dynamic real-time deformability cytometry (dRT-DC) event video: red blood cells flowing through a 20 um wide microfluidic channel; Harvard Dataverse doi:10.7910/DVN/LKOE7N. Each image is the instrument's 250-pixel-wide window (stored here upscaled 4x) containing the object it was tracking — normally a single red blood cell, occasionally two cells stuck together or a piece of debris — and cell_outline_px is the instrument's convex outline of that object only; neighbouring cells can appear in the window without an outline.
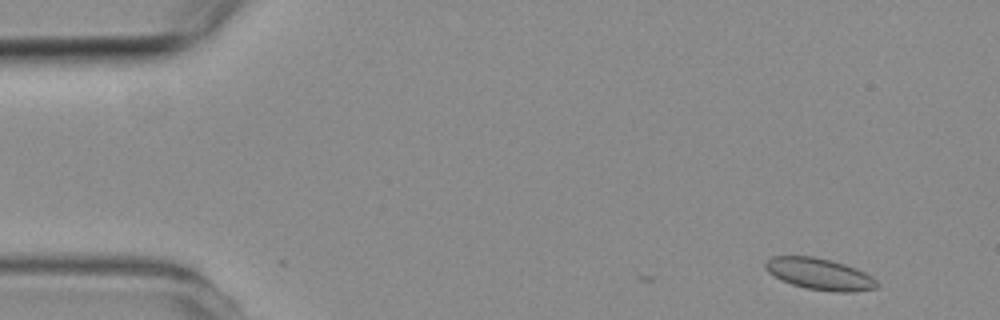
{"species": "common noctule bat (a hibernating species)", "species_latin": "Nyctalus noctula", "temperature_condition": "room temperature", "stored_images_in_passage": 3, "camera_frame_rate_fps": 3000, "um_per_image_px": 0.085, "animal": {"sex": "female", "body_mass_g": 19.3, "forearm_length_mm": 54.1}, "frame": {"image": 1, "passage_image": 1, "time_ms": 0.0, "image_size_px": [1000, 320], "cell_outline_px": [[880, 284], [876, 288], [852, 292], [832, 292], [804, 288], [792, 284], [768, 272], [764, 268], [764, 260], [772, 256], [812, 256], [832, 260], [856, 268], [872, 276]], "centroid_in_image_um": [69.67, 23.29], "position_along_channel_um": 15.3, "area_um2": 20.63}}